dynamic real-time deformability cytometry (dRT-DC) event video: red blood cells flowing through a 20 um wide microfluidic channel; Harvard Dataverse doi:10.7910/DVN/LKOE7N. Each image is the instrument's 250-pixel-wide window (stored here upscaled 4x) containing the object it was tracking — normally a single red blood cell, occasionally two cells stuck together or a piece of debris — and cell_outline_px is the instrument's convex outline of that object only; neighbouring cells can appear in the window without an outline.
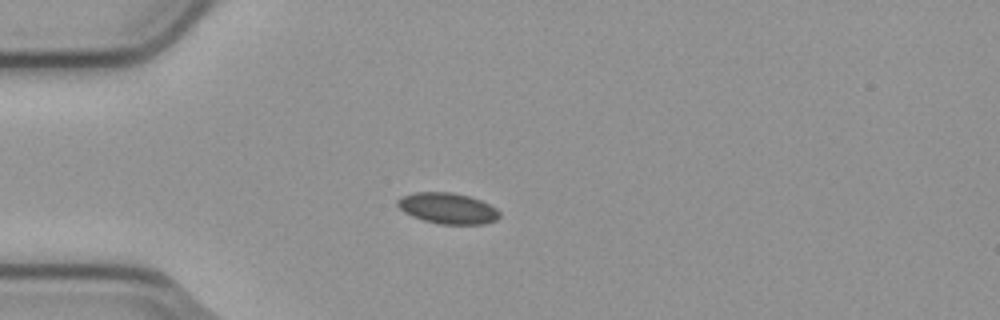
{"species": "common noctule bat (a hibernating species)", "species_latin": "Nyctalus noctula", "temperature_condition": "cold", "stored_images_in_passage": 1, "camera_frame_rate_fps": 3000, "um_per_image_px": 0.085, "animal": {"sex": "male", "body_mass_g": 23.1, "forearm_length_mm": 52.7}, "frame": {"image": 1, "passage_image": 1, "time_ms": 0.0, "image_size_px": [1000, 320], "cell_outline_px": [[500, 216], [496, 220], [484, 224], [440, 224], [424, 220], [412, 216], [404, 212], [396, 204], [396, 200], [400, 196], [412, 192], [452, 192], [468, 196], [480, 200], [496, 208], [500, 212]], "centroid_in_image_um": [38.03, 17.7], "position_along_channel_um": 47.0, "area_um2": 18.44}}